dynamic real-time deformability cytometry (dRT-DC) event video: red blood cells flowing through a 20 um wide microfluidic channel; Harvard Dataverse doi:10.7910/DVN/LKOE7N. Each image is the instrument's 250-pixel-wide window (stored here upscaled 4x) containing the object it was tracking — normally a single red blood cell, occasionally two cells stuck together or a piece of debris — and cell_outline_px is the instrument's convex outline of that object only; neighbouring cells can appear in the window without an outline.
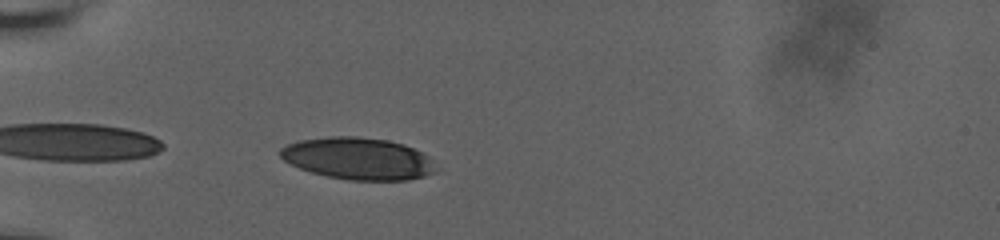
{"species": "human", "species_latin": "Homo sapiens", "temperature_condition": "room temperature", "stored_images_in_passage": 4, "camera_frame_rate_fps": 3000, "um_per_image_px": 0.085, "donor": {"sex": "male"}, "frame": {"image": 1, "passage_image": 1, "time_ms": 0.0, "image_size_px": [1000, 240], "cell_outline_px": [[436, 172], [424, 176], [408, 180], [348, 180], [328, 176], [312, 172], [300, 168], [284, 160], [280, 156], [280, 148], [288, 144], [300, 140], [332, 136], [356, 136], [388, 140], [404, 144], [428, 156]], "centroid_in_image_um": [30.42, 13.47], "position_along_channel_um": 54.6, "area_um2": 37.74}}
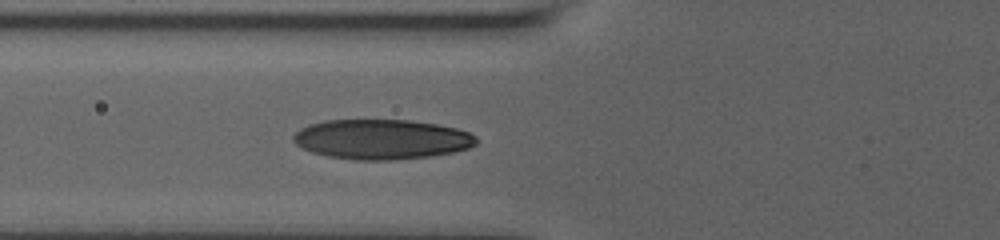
{"frame": {"image": 2, "passage_image": 4, "time_ms": 1.667, "image_size_px": [1000, 240], "cell_outline_px": [[480, 140], [476, 144], [468, 148], [452, 152], [428, 156], [396, 160], [356, 160], [328, 156], [312, 152], [296, 144], [292, 140], [292, 136], [300, 128], [308, 124], [324, 120], [408, 120], [436, 124], [456, 128], [468, 132], [476, 136]], "centroid_in_image_um": [32.43, 11.83], "position_along_channel_um": 93.4, "area_um2": 42.6}}